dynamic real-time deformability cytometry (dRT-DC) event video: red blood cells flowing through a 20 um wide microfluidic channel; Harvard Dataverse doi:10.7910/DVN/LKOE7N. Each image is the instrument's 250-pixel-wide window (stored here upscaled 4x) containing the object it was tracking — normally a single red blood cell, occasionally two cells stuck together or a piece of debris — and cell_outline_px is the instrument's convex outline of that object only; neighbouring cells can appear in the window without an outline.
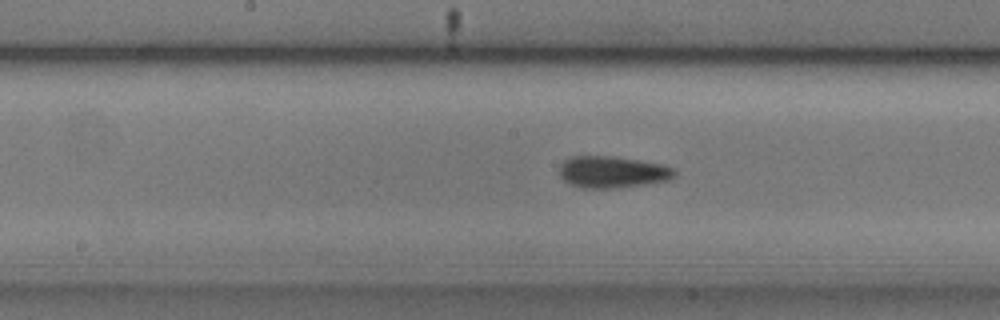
{"species": "common noctule bat (a hibernating species)", "species_latin": "Nyctalus noctula", "temperature_condition": "cold", "stored_images_in_passage": 26, "camera_frame_rate_fps": 3000, "um_per_image_px": 0.085, "animal": {"sex": "male", "body_mass_g": 20.5, "forearm_length_mm": 52.5}, "frame": {"image": 1, "passage_image": 9, "time_ms": 2.667, "image_size_px": [1000, 320], "cell_outline_px": [[676, 176], [668, 180], [620, 188], [580, 188], [564, 180], [560, 176], [560, 164], [564, 160], [572, 156], [612, 156], [640, 160], [664, 164], [672, 168], [676, 172]], "centroid_in_image_um": [52.06, 14.62], "position_along_channel_um": 196.1, "area_um2": 21.39}}
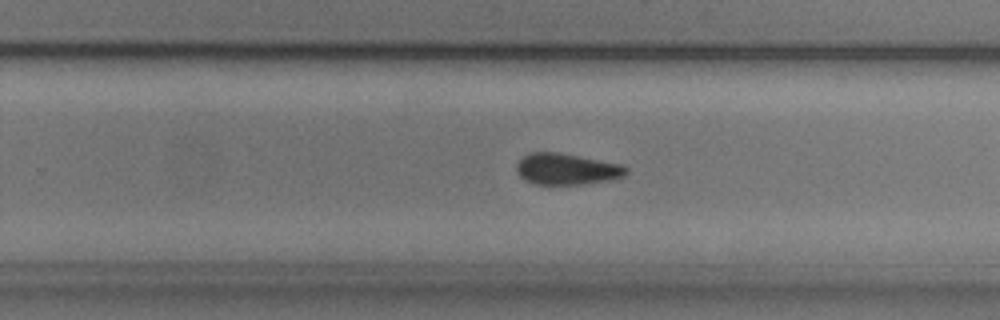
{"frame": {"image": 2, "passage_image": 16, "time_ms": 5.0, "image_size_px": [1000, 320], "cell_outline_px": [[628, 172], [624, 176], [612, 180], [580, 184], [532, 184], [524, 180], [516, 172], [516, 164], [528, 152], [556, 152], [620, 164], [628, 168]], "centroid_in_image_um": [48.14, 14.38], "position_along_channel_um": 281.7, "area_um2": 19.94}}